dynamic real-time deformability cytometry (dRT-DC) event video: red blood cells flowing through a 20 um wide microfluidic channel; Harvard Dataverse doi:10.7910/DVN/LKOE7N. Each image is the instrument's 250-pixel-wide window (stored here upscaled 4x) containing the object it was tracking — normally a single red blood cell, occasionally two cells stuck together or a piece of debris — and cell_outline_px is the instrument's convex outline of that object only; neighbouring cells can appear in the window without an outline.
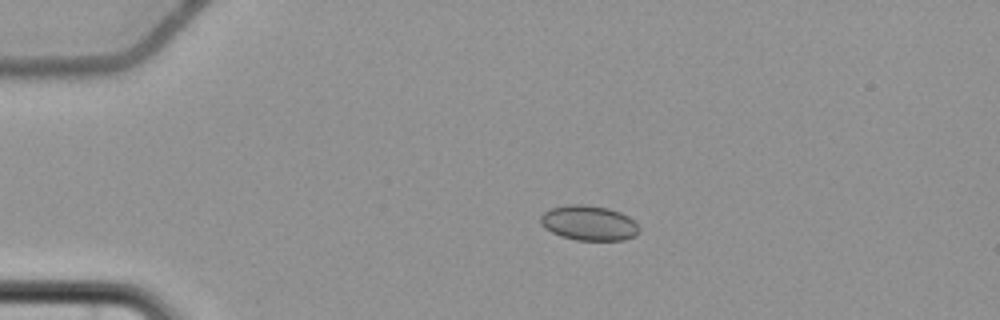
{"species": "common noctule bat (a hibernating species)", "species_latin": "Nyctalus noctula", "temperature_condition": "cold", "stored_images_in_passage": 6, "camera_frame_rate_fps": 3000, "um_per_image_px": 0.085, "animal": {"sex": "female", "body_mass_g": 22.7, "forearm_length_mm": 54.2}, "frame": {"image": 1, "passage_image": 5, "time_ms": 4.667, "image_size_px": [1000, 320], "cell_outline_px": [[640, 232], [636, 236], [624, 240], [576, 240], [560, 236], [544, 228], [540, 224], [540, 216], [544, 212], [552, 208], [568, 204], [584, 204], [608, 208], [620, 212], [628, 216], [640, 228]], "centroid_in_image_um": [50.05, 18.96], "position_along_channel_um": 34.9, "area_um2": 20.23}}